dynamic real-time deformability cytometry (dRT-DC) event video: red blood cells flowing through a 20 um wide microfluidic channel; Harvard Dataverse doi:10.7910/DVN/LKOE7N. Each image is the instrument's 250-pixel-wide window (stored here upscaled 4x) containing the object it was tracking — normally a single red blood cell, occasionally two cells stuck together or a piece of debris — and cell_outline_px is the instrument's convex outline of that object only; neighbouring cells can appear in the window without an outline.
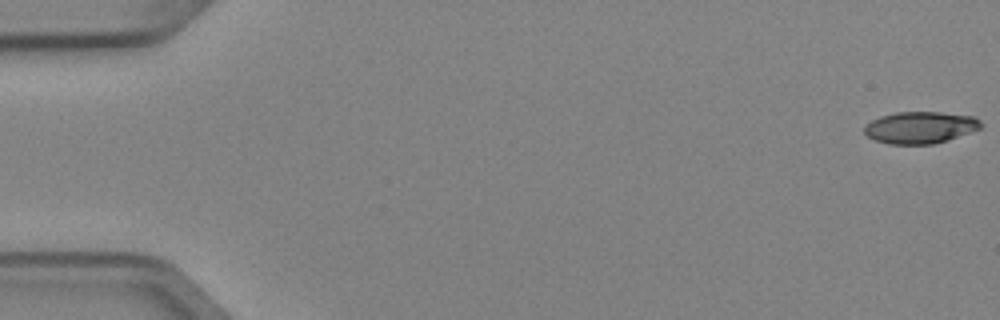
{"species": "Egyptian fruit bat (a non-hibernating species)", "species_latin": "Rousettus aegyptiacus", "temperature_condition": "cold", "stored_images_in_passage": 5, "camera_frame_rate_fps": 3000, "um_per_image_px": 0.085, "animal": {"sex": "female"}, "frame": {"image": 1, "passage_image": 1, "time_ms": 0.0, "image_size_px": [1000, 320], "cell_outline_px": [[984, 124], [980, 128], [948, 140], [932, 144], [888, 144], [876, 140], [868, 136], [864, 132], [864, 124], [880, 116], [896, 112], [940, 112], [972, 116], [980, 120]], "centroid_in_image_um": [78.2, 10.83], "position_along_channel_um": 6.8, "area_um2": 21.62}}
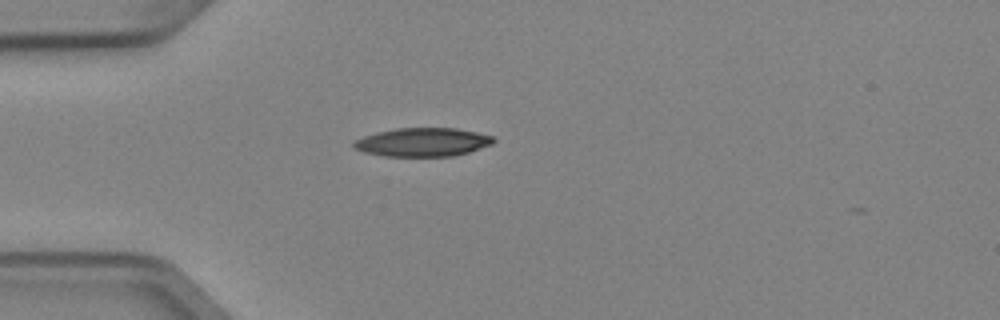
{"frame": {"image": 2, "passage_image": 5, "time_ms": 1.333, "image_size_px": [1000, 320], "cell_outline_px": [[496, 140], [492, 144], [456, 156], [384, 156], [364, 152], [352, 148], [352, 144], [356, 140], [364, 136], [376, 132], [396, 128], [456, 128], [476, 132], [492, 136]], "centroid_in_image_um": [35.91, 12.08], "position_along_channel_um": 49.1, "area_um2": 23.29}}